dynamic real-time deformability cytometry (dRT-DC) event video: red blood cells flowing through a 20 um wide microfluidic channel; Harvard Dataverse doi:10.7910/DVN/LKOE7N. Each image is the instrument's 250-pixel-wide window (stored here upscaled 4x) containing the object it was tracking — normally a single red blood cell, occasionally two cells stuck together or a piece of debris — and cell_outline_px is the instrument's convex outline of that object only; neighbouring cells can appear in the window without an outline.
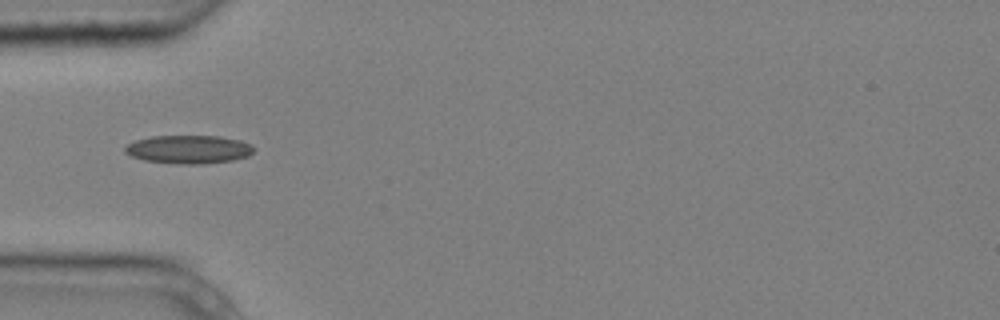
{"species": "common noctule bat (a hibernating species)", "species_latin": "Nyctalus noctula", "temperature_condition": "cold", "stored_images_in_passage": 3, "camera_frame_rate_fps": 3000, "um_per_image_px": 0.085, "animal": {"sex": "male", "body_mass_g": 20.4}, "frame": {"image": 1, "passage_image": 1, "time_ms": 0.0, "image_size_px": [1000, 320], "cell_outline_px": [[256, 148], [248, 156], [232, 160], [204, 164], [176, 164], [144, 160], [132, 156], [124, 152], [124, 148], [128, 144], [136, 140], [152, 136], [220, 136], [240, 140], [252, 144]], "centroid_in_image_um": [16.06, 12.7], "position_along_channel_um": 68.9, "area_um2": 21.39}}
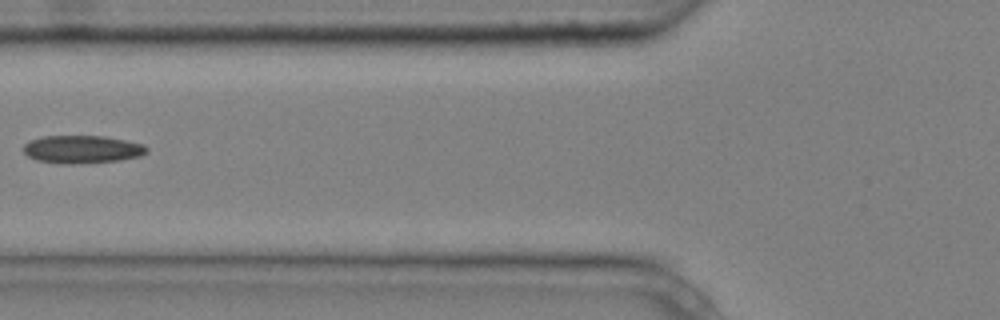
{"frame": {"image": 2, "passage_image": 2, "time_ms": 0.333, "image_size_px": [1000, 320], "cell_outline_px": [[148, 152], [140, 156], [120, 160], [76, 164], [60, 164], [36, 160], [28, 156], [24, 152], [24, 144], [28, 140], [44, 136], [104, 136], [124, 140], [140, 144], [148, 148]], "centroid_in_image_um": [6.94, 12.7], "position_along_channel_um": 118.9, "area_um2": 20.06}}